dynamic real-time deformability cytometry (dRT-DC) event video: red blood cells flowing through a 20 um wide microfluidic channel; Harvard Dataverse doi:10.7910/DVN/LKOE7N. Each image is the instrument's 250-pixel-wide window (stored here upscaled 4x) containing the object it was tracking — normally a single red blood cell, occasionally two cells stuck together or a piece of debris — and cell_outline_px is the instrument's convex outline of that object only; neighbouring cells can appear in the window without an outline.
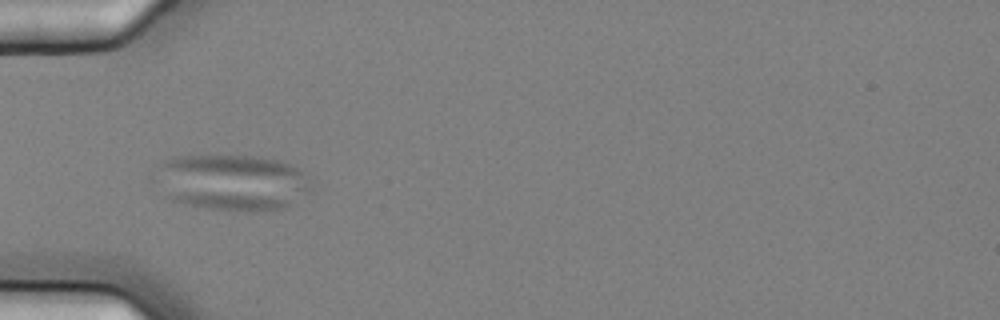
{"species": "common noctule bat (a hibernating species)", "species_latin": "Nyctalus noctula", "temperature_condition": "cold", "stored_images_in_passage": 7, "camera_frame_rate_fps": 3000, "um_per_image_px": 0.085, "animal": {"sex": "female", "body_mass_g": 25.1}, "frame": {"image": 1, "passage_image": 4, "time_ms": 1.0, "image_size_px": [1000, 320], "cell_outline_px": [[312, 192], [292, 204], [284, 208], [264, 212], [248, 212], [208, 208], [168, 200], [164, 196], [164, 160], [172, 156], [256, 156], [280, 160], [296, 168], [300, 172], [312, 188]], "centroid_in_image_um": [19.86, 15.54], "position_along_channel_um": 65.1, "area_um2": 50.05}}
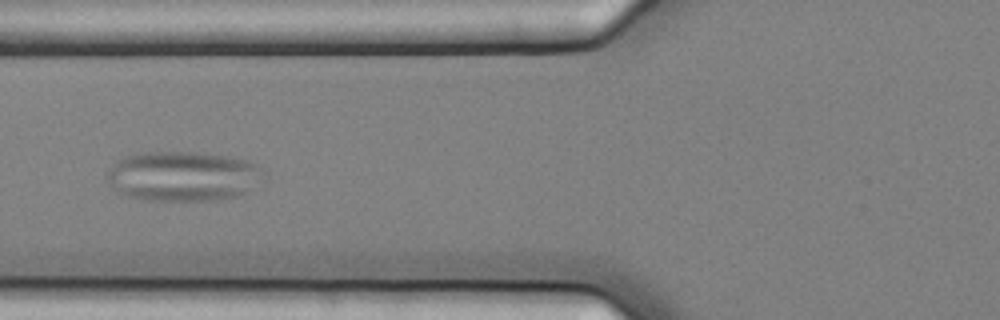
{"frame": {"image": 2, "passage_image": 5, "time_ms": 1.333, "image_size_px": [1000, 320], "cell_outline_px": [[268, 176], [240, 196], [216, 200], [148, 200], [128, 196], [116, 192], [112, 188], [108, 180], [108, 172], [116, 160], [124, 156], [144, 152], [196, 152], [228, 156], [248, 160], [264, 168]], "centroid_in_image_um": [15.61, 14.97], "position_along_channel_um": 110.2, "area_um2": 46.01}}